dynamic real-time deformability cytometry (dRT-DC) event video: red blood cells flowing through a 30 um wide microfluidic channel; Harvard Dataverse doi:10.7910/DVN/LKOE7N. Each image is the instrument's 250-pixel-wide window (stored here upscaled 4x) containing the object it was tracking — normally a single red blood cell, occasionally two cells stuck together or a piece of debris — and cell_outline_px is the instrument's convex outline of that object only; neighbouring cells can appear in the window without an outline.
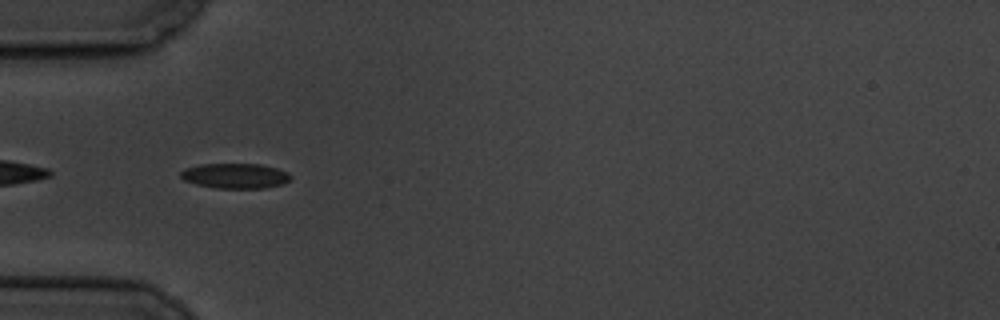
{"species": "common noctule bat (a hibernating species)", "species_latin": "Nyctalus noctula", "temperature_condition": "cold", "stored_images_in_passage": 4, "camera_frame_rate_fps": 3000, "um_per_image_px": 0.085, "animal": {"sex": "male", "body_mass_g": 19.5, "forearm_length_mm": 54.6}, "frame": {"image": 1, "passage_image": 4, "time_ms": 3.333, "image_size_px": [1000, 320], "cell_outline_px": [[292, 176], [284, 184], [264, 188], [216, 188], [196, 184], [184, 180], [180, 176], [180, 172], [184, 168], [200, 164], [260, 164], [276, 168], [288, 172]], "centroid_in_image_um": [19.98, 14.94], "position_along_channel_um": 65.0, "area_um2": 16.13}}